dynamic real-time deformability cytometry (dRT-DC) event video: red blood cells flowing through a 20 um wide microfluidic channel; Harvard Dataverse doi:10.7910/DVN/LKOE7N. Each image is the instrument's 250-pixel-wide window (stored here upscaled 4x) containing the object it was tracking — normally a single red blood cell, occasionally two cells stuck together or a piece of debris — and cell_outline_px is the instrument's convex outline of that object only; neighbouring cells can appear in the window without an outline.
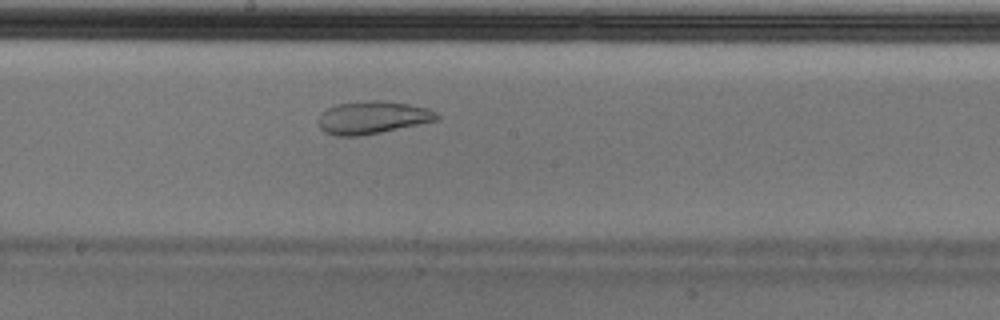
{"species": "Egyptian fruit bat (a non-hibernating species)", "species_latin": "Rousettus aegyptiacus", "temperature_condition": "cold", "stored_images_in_passage": 43, "camera_frame_rate_fps": 3000, "um_per_image_px": 0.085, "animal": {"sex": "male"}, "frame": {"image": 1, "passage_image": 19, "time_ms": 6.0, "image_size_px": [1000, 320], "cell_outline_px": [[440, 120], [360, 136], [336, 136], [324, 132], [320, 128], [316, 120], [320, 112], [336, 104], [376, 100], [408, 104], [428, 108], [436, 112], [440, 116]], "centroid_in_image_um": [31.63, 10.0], "position_along_channel_um": 216.6, "area_um2": 22.66}}
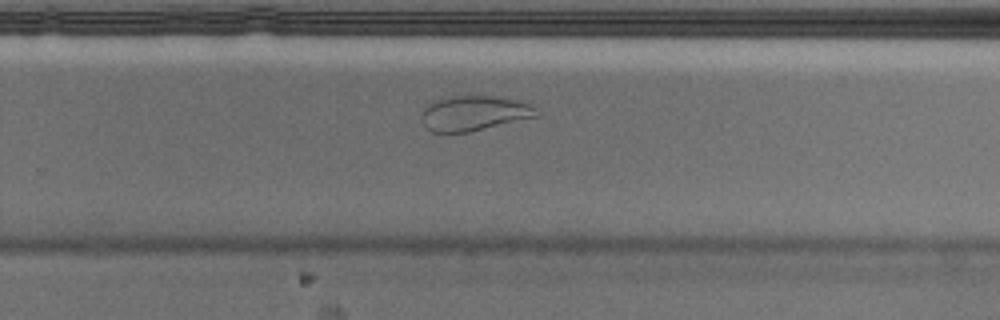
{"frame": {"image": 2, "passage_image": 25, "time_ms": 8.0, "image_size_px": [1000, 320], "cell_outline_px": [[540, 116], [468, 132], [432, 132], [424, 124], [420, 116], [424, 104], [432, 100], [448, 96], [496, 96], [520, 100], [536, 108]], "centroid_in_image_um": [40.27, 9.6], "position_along_channel_um": 289.5, "area_um2": 23.76}, "authors_computed_cell_mechanics": {"area_um2": 25.8366, "velocity_mm_per_s": 3.6638, "shape_relaxation_time_tau1_ms": null, "shape_relaxation_time_tau2_ms": 0.9145, "deformation_change_tau1": null, "deformation_change_tau2": 0.0563}}